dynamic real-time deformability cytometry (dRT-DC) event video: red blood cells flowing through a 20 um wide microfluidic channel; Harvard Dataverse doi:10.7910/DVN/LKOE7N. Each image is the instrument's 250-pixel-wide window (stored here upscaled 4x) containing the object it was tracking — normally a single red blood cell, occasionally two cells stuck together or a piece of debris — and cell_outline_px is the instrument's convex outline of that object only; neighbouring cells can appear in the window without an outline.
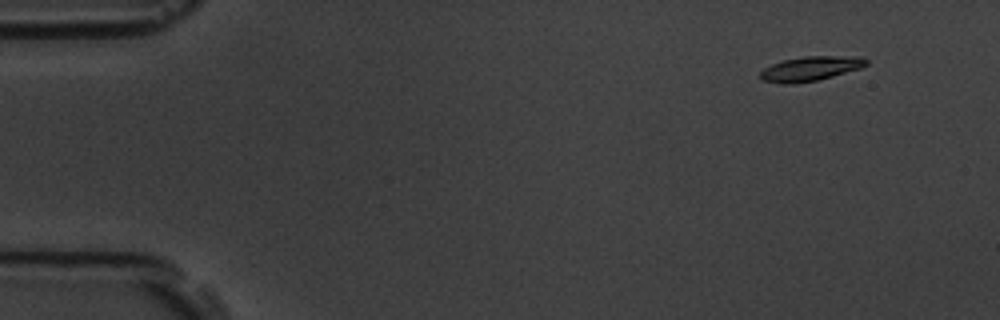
{"species": "common noctule bat (a hibernating species)", "species_latin": "Nyctalus noctula", "temperature_condition": "room temperature", "stored_images_in_passage": 3, "camera_frame_rate_fps": 3000, "um_per_image_px": 0.085, "animal": {"sex": "male", "body_mass_g": 19.5, "forearm_length_mm": 54.6}, "frame": {"image": 1, "passage_image": 3, "time_ms": 3.0, "image_size_px": [1000, 320], "cell_outline_px": [[868, 64], [860, 68], [832, 76], [816, 80], [792, 84], [784, 84], [760, 80], [760, 72], [764, 68], [772, 64], [784, 60], [804, 56], [860, 56], [868, 60]], "centroid_in_image_um": [68.88, 5.83], "position_along_channel_um": 16.1, "area_um2": 15.09}}